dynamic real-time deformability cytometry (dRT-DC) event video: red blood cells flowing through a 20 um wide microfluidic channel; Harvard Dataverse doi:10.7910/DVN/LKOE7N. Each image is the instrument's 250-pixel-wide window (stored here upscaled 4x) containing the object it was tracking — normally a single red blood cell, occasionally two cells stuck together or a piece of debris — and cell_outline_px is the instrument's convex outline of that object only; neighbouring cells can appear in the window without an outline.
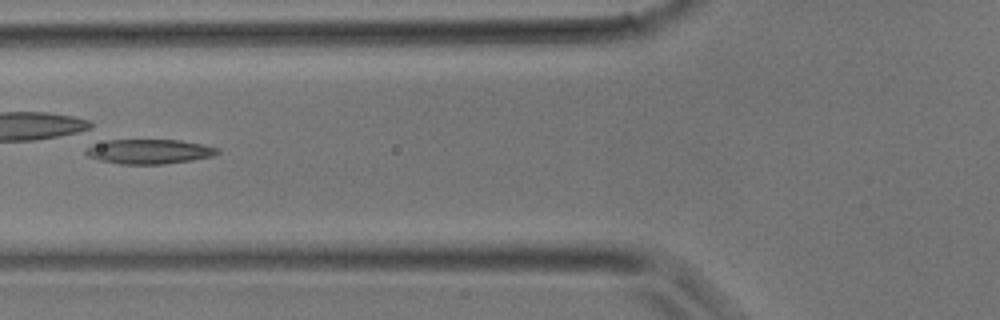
{"species": "common noctule bat (a hibernating species)", "species_latin": "Nyctalus noctula", "temperature_condition": "room temperature", "stored_images_in_passage": 21, "camera_frame_rate_fps": 3000, "um_per_image_px": 0.085, "animal": {"sex": "male", "body_mass_g": 17.9}, "frame": {"image": 1, "passage_image": 15, "time_ms": 4.667, "image_size_px": [1000, 320], "cell_outline_px": [[220, 152], [212, 156], [192, 160], [164, 164], [120, 164], [100, 160], [88, 156], [84, 152], [88, 148], [108, 140], [180, 140], [220, 148]], "centroid_in_image_um": [12.73, 12.89], "position_along_channel_um": 113.1, "area_um2": 18.61}}